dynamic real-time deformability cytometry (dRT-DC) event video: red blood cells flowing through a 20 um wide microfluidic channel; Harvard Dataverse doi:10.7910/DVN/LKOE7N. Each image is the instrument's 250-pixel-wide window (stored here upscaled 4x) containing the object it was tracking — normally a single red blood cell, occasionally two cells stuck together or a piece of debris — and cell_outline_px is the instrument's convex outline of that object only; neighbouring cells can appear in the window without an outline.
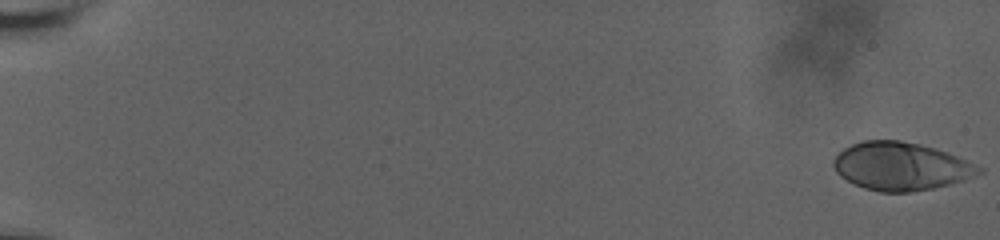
{"species": "human", "species_latin": "Homo sapiens", "temperature_condition": "room temperature", "stored_images_in_passage": 53, "camera_frame_rate_fps": 3000, "um_per_image_px": 0.085, "donor": {"sex": "male"}, "frame": {"image": 1, "passage_image": 1, "time_ms": 0.0, "image_size_px": [1000, 240], "cell_outline_px": [[984, 172], [964, 180], [932, 188], [908, 192], [880, 192], [864, 188], [840, 176], [836, 172], [832, 164], [832, 160], [844, 148], [852, 144], [864, 140], [900, 140], [920, 144], [948, 152], [984, 168]], "centroid_in_image_um": [76.58, 14.13], "position_along_channel_um": 8.4, "area_um2": 40.58}}
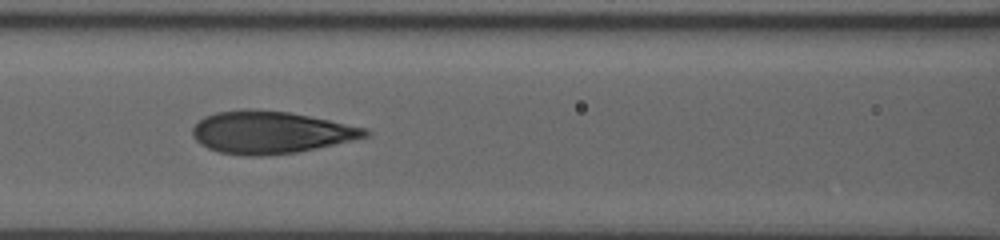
{"frame": {"image": 2, "passage_image": 30, "time_ms": 9.667, "image_size_px": [1000, 240], "cell_outline_px": [[372, 132], [368, 136], [352, 140], [316, 148], [296, 152], [260, 156], [248, 156], [220, 152], [208, 148], [200, 144], [192, 136], [192, 128], [204, 116], [216, 112], [244, 108], [248, 108], [288, 112], [368, 128]], "centroid_in_image_um": [22.98, 11.24], "position_along_channel_um": 143.6, "area_um2": 42.48}}
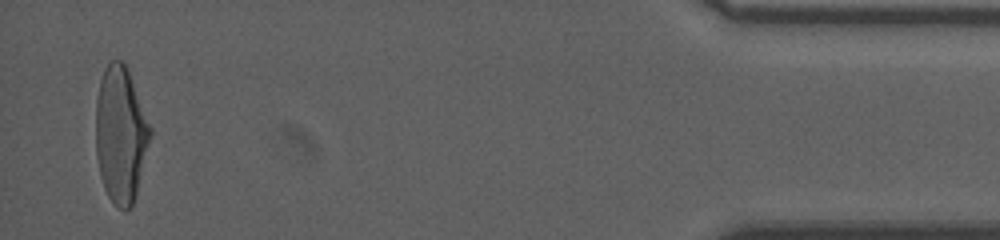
{"frame": {"image": 3, "passage_image": 53, "time_ms": 19.333, "image_size_px": [1000, 240], "cell_outline_px": [[152, 136], [136, 196], [132, 204], [124, 212], [116, 208], [108, 196], [104, 188], [100, 176], [96, 156], [96, 100], [100, 80], [104, 68], [112, 60], [120, 60], [128, 68], [152, 128]], "centroid_in_image_um": [10.27, 11.46], "position_along_channel_um": 424.9, "area_um2": 43.81}, "authors_computed_cell_mechanics": {"area_um2": 42.0206, "velocity_mm_per_s": 3.6577, "shape_relaxation_time_tau1_ms": 5.3149, "shape_relaxation_time_tau2_ms": 0.7243, "deformation_change_tau1": 0.2168, "deformation_change_tau2": 0.0754}}